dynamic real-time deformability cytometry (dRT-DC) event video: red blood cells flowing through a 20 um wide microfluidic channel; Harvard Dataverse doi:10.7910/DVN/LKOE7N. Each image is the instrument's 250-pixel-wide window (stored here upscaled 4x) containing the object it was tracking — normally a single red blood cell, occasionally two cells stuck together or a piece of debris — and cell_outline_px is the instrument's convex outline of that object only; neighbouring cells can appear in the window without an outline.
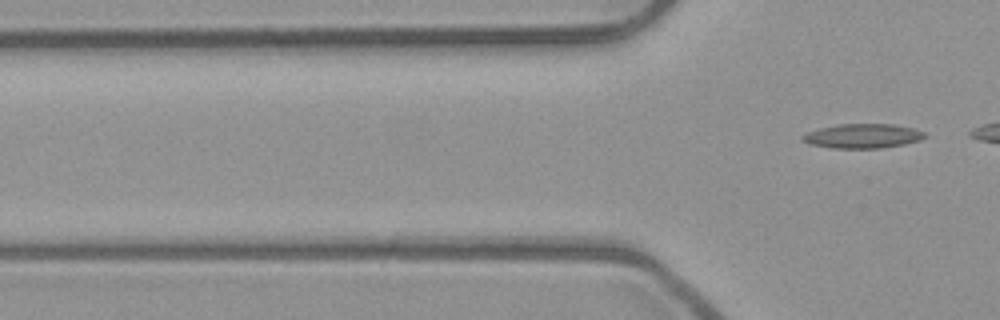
{"species": "common noctule bat (a hibernating species)", "species_latin": "Nyctalus noctula", "temperature_condition": "room temperature", "stored_images_in_passage": 2, "camera_frame_rate_fps": 3000, "um_per_image_px": 0.085, "animal": {"sex": "male", "body_mass_g": 23.1, "forearm_length_mm": 52.7}, "frame": {"image": 1, "passage_image": 2, "time_ms": 0.333, "image_size_px": [1000, 320], "cell_outline_px": [[928, 136], [920, 140], [904, 144], [880, 148], [832, 148], [808, 144], [800, 140], [800, 136], [808, 132], [820, 128], [840, 124], [892, 124], [912, 128], [924, 132]], "centroid_in_image_um": [73.3, 11.56], "position_along_channel_um": 52.5, "area_um2": 17.4}}